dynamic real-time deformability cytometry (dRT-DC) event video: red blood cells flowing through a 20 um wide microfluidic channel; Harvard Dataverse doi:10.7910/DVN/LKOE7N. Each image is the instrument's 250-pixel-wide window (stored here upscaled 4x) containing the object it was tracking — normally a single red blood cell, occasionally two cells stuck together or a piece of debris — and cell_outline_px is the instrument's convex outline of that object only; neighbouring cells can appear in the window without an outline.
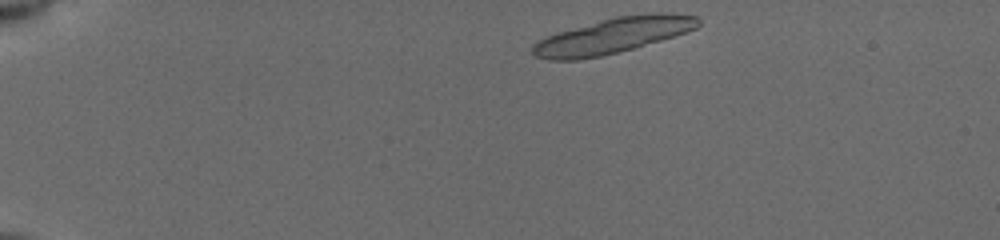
{"species": "common noctule bat (a hibernating species)", "species_latin": "Nyctalus noctula", "temperature_condition": "cold", "stored_images_in_passage": 12, "camera_frame_rate_fps": 3000, "um_per_image_px": 0.085, "animal": {"sex": "female", "body_mass_g": 19.5, "forearm_length_mm": 54.1}, "frame": {"image": 1, "passage_image": 1, "time_ms": 0.0, "image_size_px": [1000, 240], "cell_outline_px": [[700, 24], [696, 28], [660, 40], [632, 48], [600, 56], [576, 60], [548, 60], [536, 56], [532, 52], [532, 44], [556, 32], [616, 16], [656, 12], [664, 12], [700, 16]], "centroid_in_image_um": [52.1, 3.01], "position_along_channel_um": 32.9, "area_um2": 33.93}}